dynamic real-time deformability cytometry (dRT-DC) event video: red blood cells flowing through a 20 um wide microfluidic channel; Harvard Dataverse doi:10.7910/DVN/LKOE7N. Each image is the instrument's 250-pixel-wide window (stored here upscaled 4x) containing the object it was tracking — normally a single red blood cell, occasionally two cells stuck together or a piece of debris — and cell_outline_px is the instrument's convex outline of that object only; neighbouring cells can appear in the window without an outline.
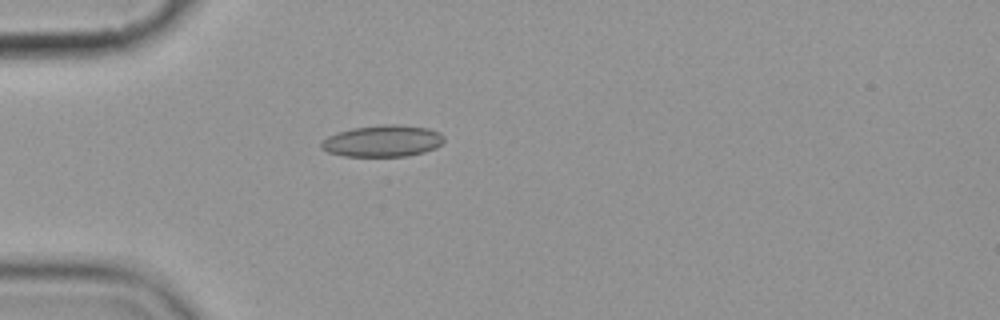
{"species": "common noctule bat (a hibernating species)", "species_latin": "Nyctalus noctula", "temperature_condition": "cold", "stored_images_in_passage": 2, "camera_frame_rate_fps": 3000, "um_per_image_px": 0.085, "animal": {"sex": "female", "body_mass_g": 19.9}, "frame": {"image": 1, "passage_image": 1, "time_ms": 0.0, "image_size_px": [1000, 320], "cell_outline_px": [[444, 140], [436, 148], [424, 152], [408, 156], [344, 156], [328, 152], [320, 148], [320, 144], [328, 136], [336, 132], [352, 128], [380, 124], [396, 124], [428, 128], [440, 132], [444, 136]], "centroid_in_image_um": [32.52, 11.98], "position_along_channel_um": 52.5, "area_um2": 22.77}}